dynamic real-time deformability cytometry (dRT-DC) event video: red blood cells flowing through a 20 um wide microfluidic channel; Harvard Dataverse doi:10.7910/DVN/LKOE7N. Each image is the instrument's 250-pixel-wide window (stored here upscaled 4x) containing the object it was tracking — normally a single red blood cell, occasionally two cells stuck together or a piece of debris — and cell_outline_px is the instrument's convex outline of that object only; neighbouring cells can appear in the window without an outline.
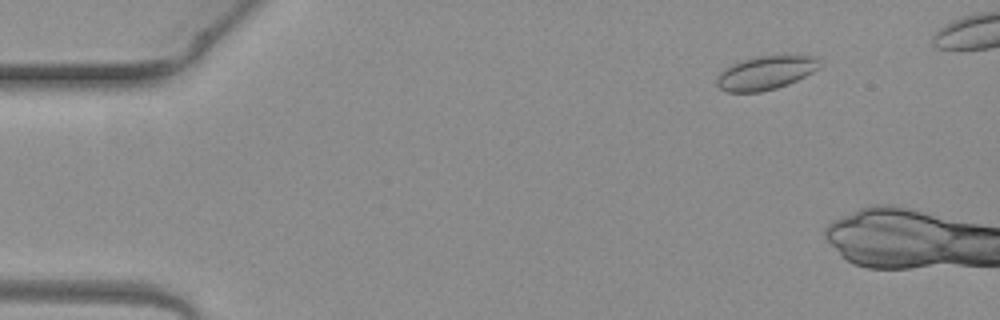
{"species": "common noctule bat (a hibernating species)", "species_latin": "Nyctalus noctula", "temperature_condition": "warm", "stored_images_in_passage": 3, "camera_frame_rate_fps": 3000, "um_per_image_px": 0.085, "animal": {"sex": "female", "body_mass_g": 19.3, "forearm_length_mm": 54.1}, "frame": {"image": 1, "passage_image": 1, "time_ms": 0.0, "image_size_px": [1000, 320], "cell_outline_px": [[820, 68], [788, 84], [776, 88], [760, 92], [728, 92], [720, 88], [716, 84], [716, 80], [720, 72], [732, 64], [744, 60], [760, 56], [816, 56]], "centroid_in_image_um": [65.05, 6.2], "position_along_channel_um": 19.9, "area_um2": 19.77}}